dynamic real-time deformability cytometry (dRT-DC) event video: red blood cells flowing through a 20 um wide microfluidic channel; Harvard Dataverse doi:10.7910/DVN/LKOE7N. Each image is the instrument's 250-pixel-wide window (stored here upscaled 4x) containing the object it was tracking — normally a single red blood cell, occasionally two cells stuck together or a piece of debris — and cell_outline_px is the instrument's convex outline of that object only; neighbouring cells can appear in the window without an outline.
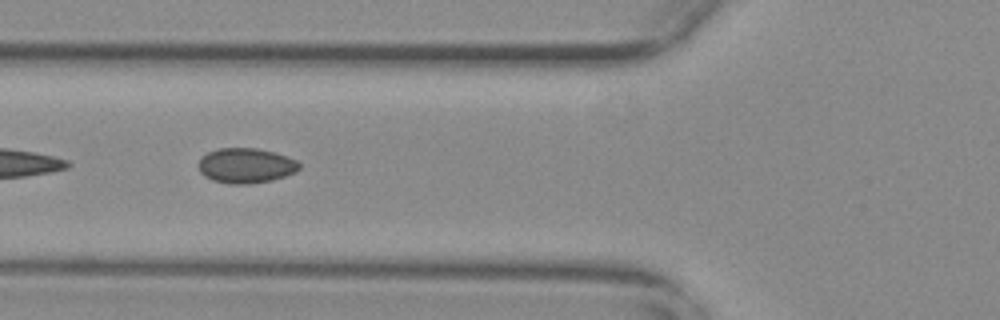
{"species": "common noctule bat (a hibernating species)", "species_latin": "Nyctalus noctula", "temperature_condition": "warm", "stored_images_in_passage": 24, "camera_frame_rate_fps": 3000, "um_per_image_px": 0.085, "animal": {"sex": "female", "body_mass_g": 29.2, "forearm_length_mm": 56.3}, "frame": {"image": 1, "passage_image": 21, "time_ms": 6.667, "image_size_px": [1000, 320], "cell_outline_px": [[300, 168], [296, 172], [272, 180], [248, 184], [228, 184], [212, 180], [204, 176], [200, 172], [196, 164], [200, 156], [208, 152], [220, 148], [256, 148], [272, 152], [296, 160], [300, 164]], "centroid_in_image_um": [20.84, 14.08], "position_along_channel_um": 105.0, "area_um2": 20.69}}